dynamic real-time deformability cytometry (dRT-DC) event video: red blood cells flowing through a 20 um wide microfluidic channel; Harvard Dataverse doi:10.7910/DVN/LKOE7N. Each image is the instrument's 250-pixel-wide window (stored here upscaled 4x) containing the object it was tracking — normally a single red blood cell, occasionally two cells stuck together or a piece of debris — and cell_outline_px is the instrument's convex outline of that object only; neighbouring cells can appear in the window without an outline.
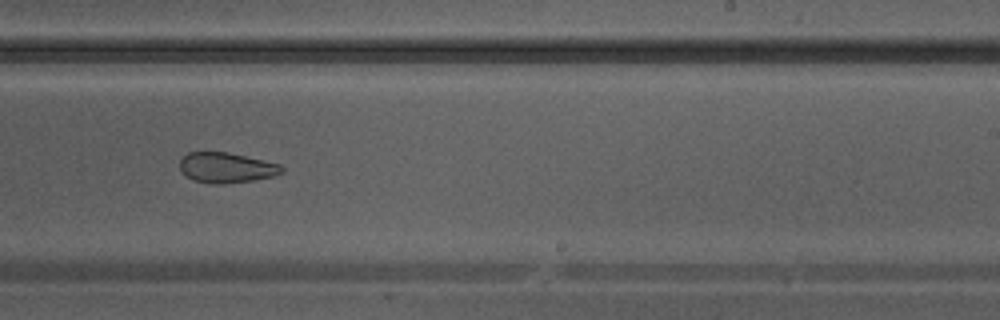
{"species": "Egyptian fruit bat (a non-hibernating species)", "species_latin": "Rousettus aegyptiacus", "temperature_condition": "warm", "stored_images_in_passage": 31, "camera_frame_rate_fps": 3000, "um_per_image_px": 0.085, "animal": {"sex": "male"}, "frame": {"image": 1, "passage_image": 18, "time_ms": 5.667, "image_size_px": [1000, 320], "cell_outline_px": [[284, 172], [272, 176], [252, 180], [224, 184], [212, 184], [196, 180], [188, 176], [180, 168], [180, 156], [188, 152], [228, 152], [280, 164], [284, 168]], "centroid_in_image_um": [19.24, 14.24], "position_along_channel_um": 269.8, "area_um2": 17.86}}